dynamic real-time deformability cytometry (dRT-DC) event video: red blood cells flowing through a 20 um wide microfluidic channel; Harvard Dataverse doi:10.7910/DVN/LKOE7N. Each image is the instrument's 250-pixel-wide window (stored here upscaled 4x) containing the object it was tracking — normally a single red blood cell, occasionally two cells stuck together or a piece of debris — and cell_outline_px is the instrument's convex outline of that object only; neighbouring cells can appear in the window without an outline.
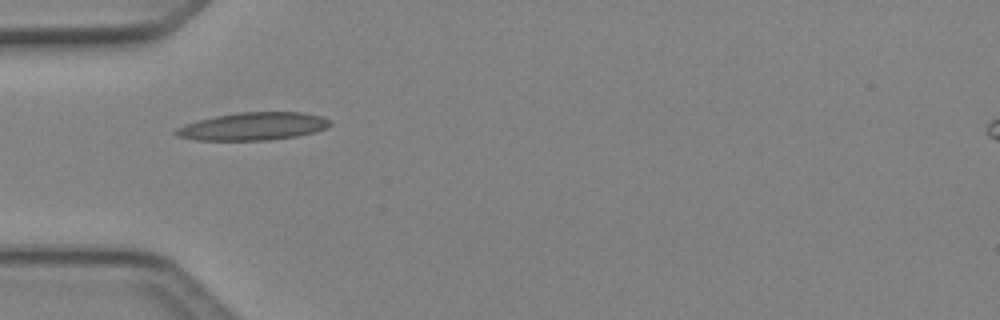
{"species": "Egyptian fruit bat (a non-hibernating species)", "species_latin": "Rousettus aegyptiacus", "temperature_condition": "cold", "stored_images_in_passage": 3, "camera_frame_rate_fps": 3000, "um_per_image_px": 0.085, "animal": {"sex": "female"}, "frame": {"image": 1, "passage_image": 1, "time_ms": 0.0, "image_size_px": [1000, 320], "cell_outline_px": [[332, 124], [328, 128], [316, 132], [296, 136], [268, 140], [196, 140], [176, 136], [172, 132], [176, 128], [184, 124], [216, 116], [236, 112], [304, 112], [324, 116], [332, 120]], "centroid_in_image_um": [21.56, 10.73], "position_along_channel_um": 63.4, "area_um2": 25.26}}
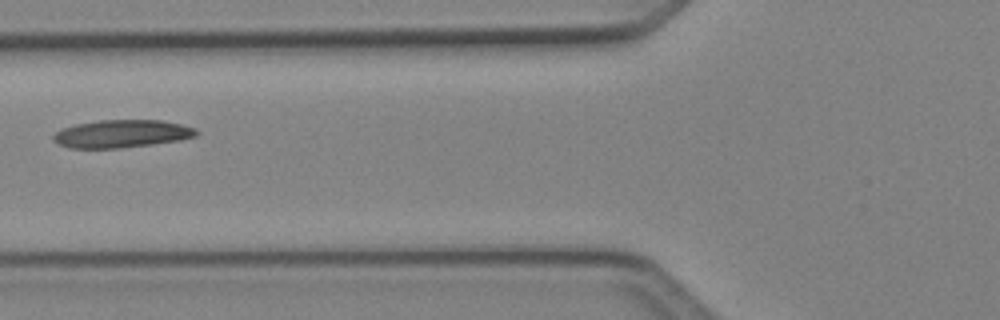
{"frame": {"image": 2, "passage_image": 2, "time_ms": 0.333, "image_size_px": [1000, 320], "cell_outline_px": [[200, 132], [196, 136], [180, 140], [152, 144], [120, 148], [68, 148], [56, 144], [52, 140], [52, 136], [56, 132], [64, 128], [76, 124], [100, 120], [164, 120], [196, 128]], "centroid_in_image_um": [10.35, 11.37], "position_along_channel_um": 115.5, "area_um2": 23.29}}
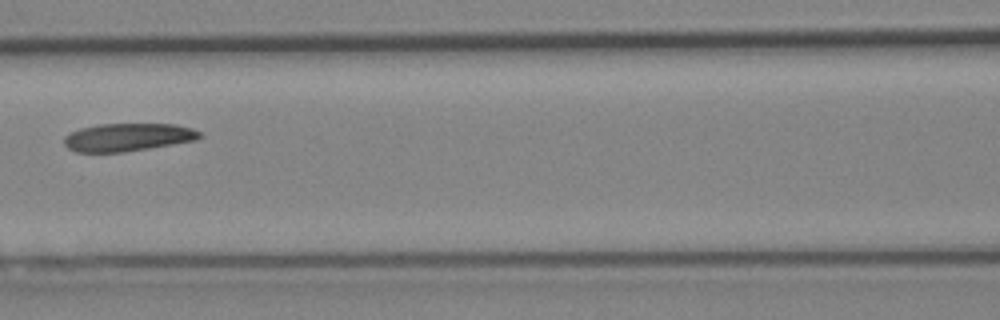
{"frame": {"image": 3, "passage_image": 3, "time_ms": 0.667, "image_size_px": [1000, 320], "cell_outline_px": [[204, 136], [196, 140], [124, 152], [76, 152], [68, 148], [64, 144], [64, 136], [80, 128], [100, 124], [176, 124], [192, 128], [200, 132]], "centroid_in_image_um": [10.87, 11.66], "position_along_channel_um": 155.7, "area_um2": 22.02}}